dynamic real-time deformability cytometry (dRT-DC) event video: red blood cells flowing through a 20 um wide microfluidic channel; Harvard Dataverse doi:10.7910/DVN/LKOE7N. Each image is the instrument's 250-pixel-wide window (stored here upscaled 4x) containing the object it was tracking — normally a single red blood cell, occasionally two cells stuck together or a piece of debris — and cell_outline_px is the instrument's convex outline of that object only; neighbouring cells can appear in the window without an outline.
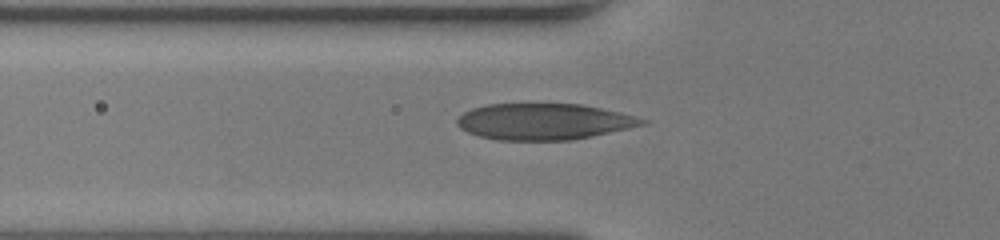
{"species": "human", "species_latin": "Homo sapiens", "temperature_condition": "room temperature", "stored_images_in_passage": 40, "camera_frame_rate_fps": 3000, "um_per_image_px": 0.085, "donor": {"sex": "female"}, "frame": {"image": 1, "passage_image": 10, "time_ms": 3.0, "image_size_px": [1000, 240], "cell_outline_px": [[648, 120], [644, 124], [628, 128], [592, 136], [572, 140], [496, 140], [480, 136], [468, 132], [460, 128], [456, 124], [456, 120], [464, 112], [472, 108], [488, 104], [580, 104], [620, 112], [636, 116]], "centroid_in_image_um": [46.2, 10.34], "position_along_channel_um": 79.6, "area_um2": 38.9}}
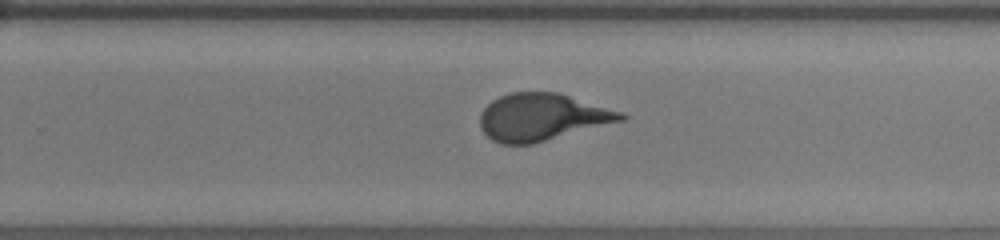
{"frame": {"image": 2, "passage_image": 25, "time_ms": 8.0, "image_size_px": [1000, 240], "cell_outline_px": [[628, 116], [624, 120], [532, 144], [500, 144], [492, 140], [480, 128], [480, 112], [492, 100], [500, 96], [512, 92], [560, 92], [620, 112]], "centroid_in_image_um": [46.04, 9.95], "position_along_channel_um": 283.8, "area_um2": 38.55}}
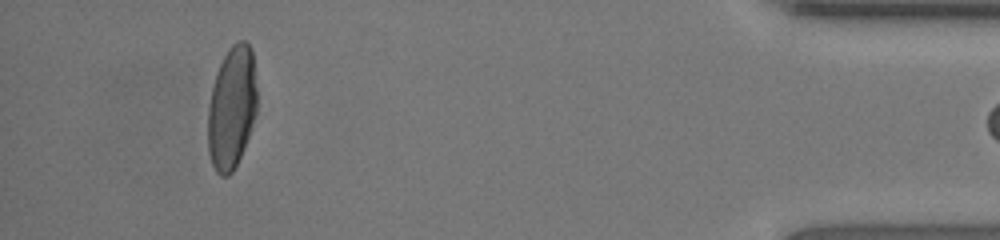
{"frame": {"image": 3, "passage_image": 39, "time_ms": 12.667, "image_size_px": [1000, 240], "cell_outline_px": [[256, 116], [244, 148], [232, 172], [228, 176], [220, 176], [216, 172], [212, 164], [208, 152], [208, 108], [212, 88], [216, 72], [228, 48], [236, 40], [244, 40], [252, 48], [256, 88]], "centroid_in_image_um": [19.7, 9.14], "position_along_channel_um": 415.5, "area_um2": 35.26}}